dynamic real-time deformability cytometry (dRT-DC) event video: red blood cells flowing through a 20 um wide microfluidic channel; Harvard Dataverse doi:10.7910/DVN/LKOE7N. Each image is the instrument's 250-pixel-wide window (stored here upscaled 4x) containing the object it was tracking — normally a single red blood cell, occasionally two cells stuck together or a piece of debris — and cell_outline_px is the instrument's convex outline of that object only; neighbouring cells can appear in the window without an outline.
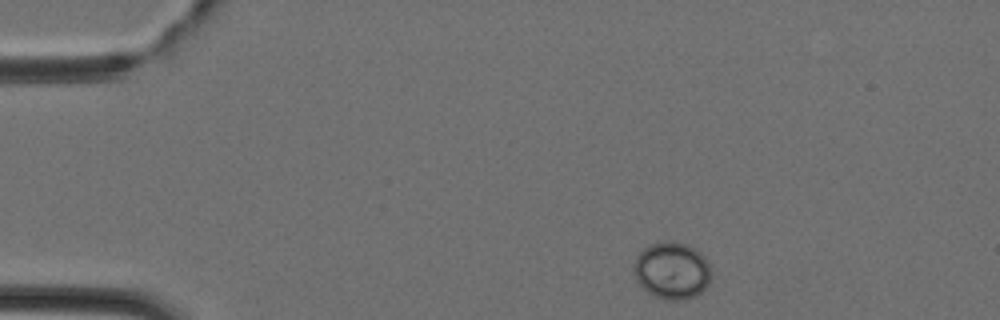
{"species": "Egyptian fruit bat (a non-hibernating species)", "species_latin": "Rousettus aegyptiacus", "temperature_condition": "cold", "stored_images_in_passage": 39, "camera_frame_rate_fps": 3000, "um_per_image_px": 0.085, "animal": {"sex": "female"}, "frame": {"image": 1, "passage_image": 1, "time_ms": 0.0, "image_size_px": [1000, 320], "cell_outline_px": [[712, 276], [708, 284], [696, 296], [684, 300], [664, 300], [648, 292], [636, 280], [636, 256], [644, 248], [652, 244], [684, 244], [700, 252], [708, 260]], "centroid_in_image_um": [57.17, 23.05], "position_along_channel_um": 27.8, "area_um2": 25.03}}
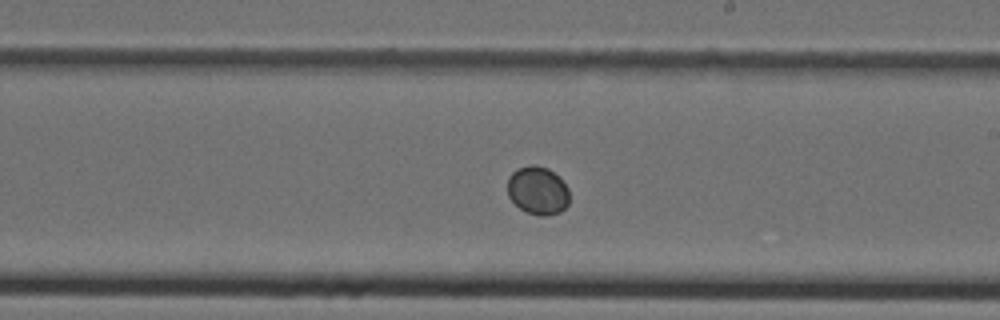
{"frame": {"image": 2, "passage_image": 20, "time_ms": 6.333, "image_size_px": [1000, 320], "cell_outline_px": [[568, 204], [560, 212], [548, 216], [540, 216], [528, 212], [520, 208], [508, 196], [508, 176], [516, 168], [532, 164], [548, 168], [560, 176], [568, 188]], "centroid_in_image_um": [45.71, 16.17], "position_along_channel_um": 243.3, "area_um2": 17.51}}
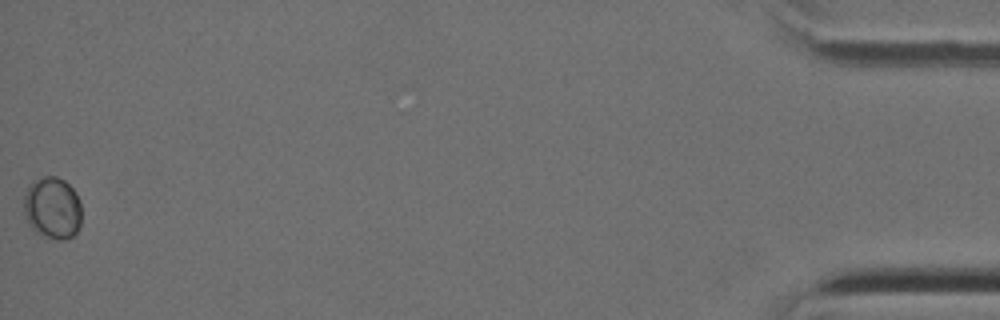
{"frame": {"image": 3, "passage_image": 39, "time_ms": 12.667, "image_size_px": [1000, 320], "cell_outline_px": [[80, 228], [72, 236], [64, 240], [56, 240], [40, 236], [28, 224], [24, 216], [24, 192], [32, 180], [44, 176], [56, 176], [64, 180], [76, 192], [80, 200]], "centroid_in_image_um": [4.44, 17.68], "position_along_channel_um": 430.8, "area_um2": 21.33}}